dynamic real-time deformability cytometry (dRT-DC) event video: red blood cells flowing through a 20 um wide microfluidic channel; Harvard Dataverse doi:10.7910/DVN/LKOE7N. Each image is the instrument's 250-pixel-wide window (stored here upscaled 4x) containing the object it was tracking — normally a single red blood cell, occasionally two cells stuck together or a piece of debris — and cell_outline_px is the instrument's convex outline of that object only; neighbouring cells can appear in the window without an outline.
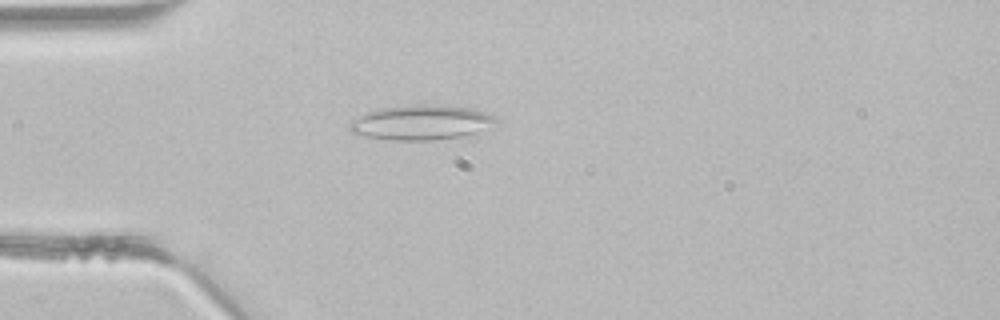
{"species": "common noctule bat (a hibernating species)", "species_latin": "Nyctalus noctula", "temperature_condition": "room temperature", "stored_images_in_passage": 2, "camera_frame_rate_fps": 3000, "um_per_image_px": 0.085, "animal": {"sex": "male", "body_mass_g": 21.5, "forearm_length_mm": 52.0}, "frame": {"image": 1, "passage_image": 2, "time_ms": 0.333, "image_size_px": [1000, 320], "cell_outline_px": [[496, 120], [476, 132], [460, 136], [432, 140], [392, 140], [364, 136], [352, 132], [348, 128], [348, 124], [352, 120], [364, 112], [380, 108], [420, 104], [440, 104], [468, 108], [484, 112], [492, 116]], "centroid_in_image_um": [35.68, 10.4], "position_along_channel_um": 49.3, "area_um2": 29.25}}